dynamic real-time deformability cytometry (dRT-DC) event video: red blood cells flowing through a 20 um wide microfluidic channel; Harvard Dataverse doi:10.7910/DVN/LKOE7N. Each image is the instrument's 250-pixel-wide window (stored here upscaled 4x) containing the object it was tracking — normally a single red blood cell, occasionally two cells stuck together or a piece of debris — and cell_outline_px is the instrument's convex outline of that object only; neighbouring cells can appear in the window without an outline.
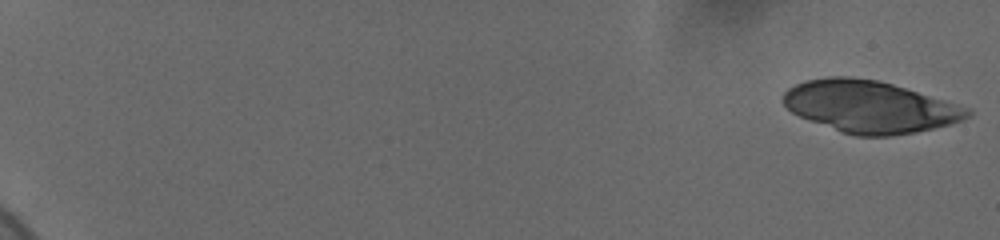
{"species": "human", "species_latin": "Homo sapiens", "temperature_condition": "cold", "stored_images_in_passage": 18, "camera_frame_rate_fps": 3000, "um_per_image_px": 0.085, "donor": {"sex": "female"}, "frame": {"image": 1, "passage_image": 1, "time_ms": 0.0, "image_size_px": [1000, 240], "cell_outline_px": [[972, 112], [968, 116], [960, 120], [948, 124], [916, 132], [892, 136], [856, 136], [840, 132], [800, 116], [792, 112], [784, 104], [784, 92], [788, 88], [804, 80], [828, 76], [848, 76], [876, 80], [892, 84], [972, 108]], "centroid_in_image_um": [73.92, 9.06], "position_along_channel_um": 11.1, "area_um2": 55.49}}
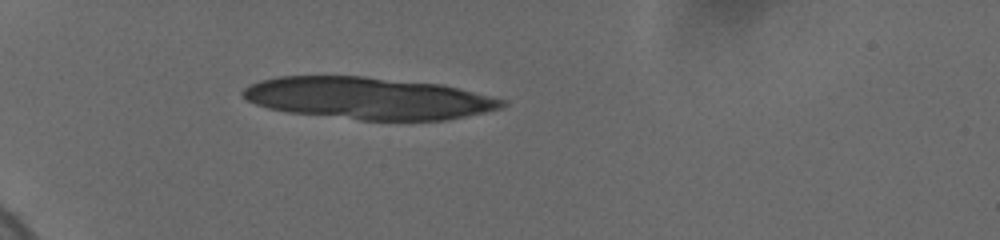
{"frame": {"image": 2, "passage_image": 15, "time_ms": 6.0, "image_size_px": [1000, 240], "cell_outline_px": [[508, 104], [504, 108], [444, 120], [360, 120], [288, 112], [268, 108], [256, 104], [248, 100], [240, 92], [244, 88], [260, 80], [280, 76], [364, 76], [440, 84], [508, 100]], "centroid_in_image_um": [31.32, 8.35], "position_along_channel_um": 53.7, "area_um2": 63.35}}
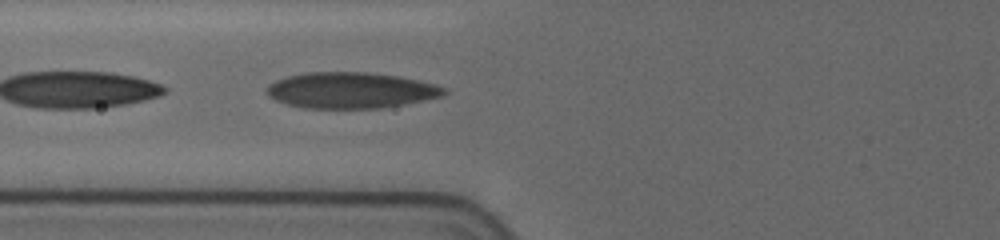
{"frame": {"image": 3, "passage_image": 18, "time_ms": 8.333, "image_size_px": [1000, 240], "cell_outline_px": [[448, 92], [440, 96], [404, 104], [380, 108], [304, 108], [288, 104], [276, 100], [268, 96], [264, 92], [268, 84], [276, 80], [288, 76], [308, 72], [364, 72], [396, 76], [416, 80], [448, 88]], "centroid_in_image_um": [29.76, 7.68], "position_along_channel_um": 96.0, "area_um2": 36.93}}